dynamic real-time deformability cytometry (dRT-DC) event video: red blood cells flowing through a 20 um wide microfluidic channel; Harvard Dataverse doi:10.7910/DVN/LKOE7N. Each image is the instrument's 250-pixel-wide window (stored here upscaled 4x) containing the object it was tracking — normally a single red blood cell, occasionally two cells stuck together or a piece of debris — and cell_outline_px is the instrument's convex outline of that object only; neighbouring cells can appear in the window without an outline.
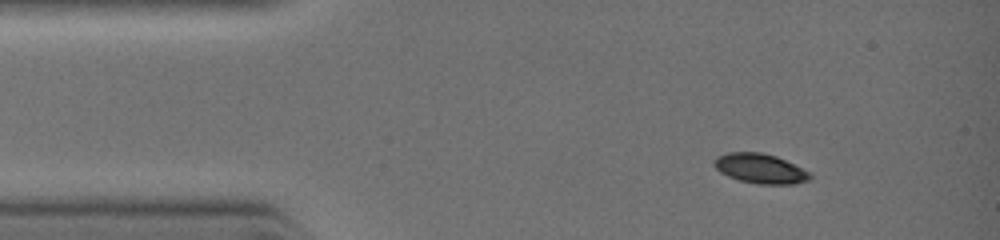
{"species": "common noctule bat (a hibernating species)", "species_latin": "Nyctalus noctula", "temperature_condition": "warm", "stored_images_in_passage": 28, "camera_frame_rate_fps": 3000, "um_per_image_px": 0.085, "animal": {"sex": "female", "body_mass_g": 19.0, "forearm_length_mm": 51.5}, "frame": {"image": 1, "passage_image": 7, "time_ms": 1.333, "image_size_px": [1000, 240], "cell_outline_px": [[812, 176], [808, 180], [792, 184], [760, 184], [740, 180], [728, 176], [720, 172], [712, 164], [720, 156], [728, 152], [760, 152], [776, 156], [808, 172]], "centroid_in_image_um": [64.6, 14.33], "position_along_channel_um": 20.4, "area_um2": 16.18}}
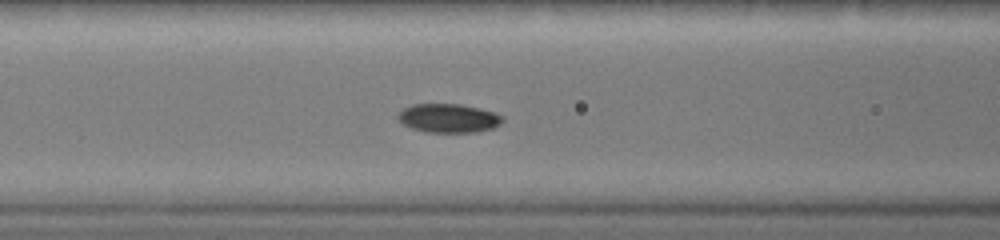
{"frame": {"image": 2, "passage_image": 21, "time_ms": 4.333, "image_size_px": [1000, 240], "cell_outline_px": [[504, 120], [500, 124], [492, 128], [476, 132], [424, 132], [412, 128], [404, 124], [396, 116], [404, 108], [412, 104], [460, 104], [496, 112], [504, 116]], "centroid_in_image_um": [38.15, 10.04], "position_along_channel_um": 128.4, "area_um2": 17.57}}
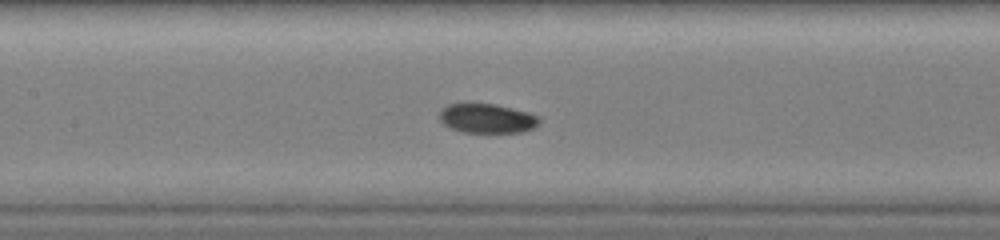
{"frame": {"image": 3, "passage_image": 25, "time_ms": 5.0, "image_size_px": [1000, 240], "cell_outline_px": [[540, 120], [532, 128], [520, 132], [464, 132], [452, 128], [444, 124], [440, 120], [440, 112], [448, 104], [492, 104], [528, 112], [540, 116]], "centroid_in_image_um": [41.4, 10.07], "position_along_channel_um": 166.0, "area_um2": 16.65}}